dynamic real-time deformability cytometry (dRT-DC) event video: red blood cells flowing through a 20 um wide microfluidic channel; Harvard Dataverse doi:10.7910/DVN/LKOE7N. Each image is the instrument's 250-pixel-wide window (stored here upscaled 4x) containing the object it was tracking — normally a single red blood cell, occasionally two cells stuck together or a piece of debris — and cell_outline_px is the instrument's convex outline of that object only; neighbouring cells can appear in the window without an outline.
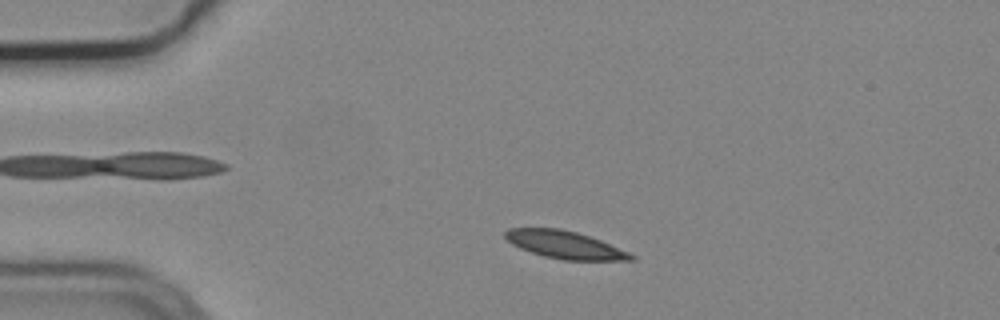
{"species": "common noctule bat (a hibernating species)", "species_latin": "Nyctalus noctula", "temperature_condition": "cold", "stored_images_in_passage": 3, "camera_frame_rate_fps": 3000, "um_per_image_px": 0.085, "animal": {"sex": "male", "body_mass_g": 19.2, "forearm_length_mm": 51.8}, "frame": {"image": 1, "passage_image": 2, "time_ms": 0.333, "image_size_px": [1000, 320], "cell_outline_px": [[636, 260], [564, 260], [544, 256], [520, 248], [512, 244], [504, 236], [504, 232], [508, 228], [560, 228], [576, 232], [600, 240], [628, 252], [636, 256]], "centroid_in_image_um": [48.0, 20.8], "position_along_channel_um": 37.0, "area_um2": 20.06}}